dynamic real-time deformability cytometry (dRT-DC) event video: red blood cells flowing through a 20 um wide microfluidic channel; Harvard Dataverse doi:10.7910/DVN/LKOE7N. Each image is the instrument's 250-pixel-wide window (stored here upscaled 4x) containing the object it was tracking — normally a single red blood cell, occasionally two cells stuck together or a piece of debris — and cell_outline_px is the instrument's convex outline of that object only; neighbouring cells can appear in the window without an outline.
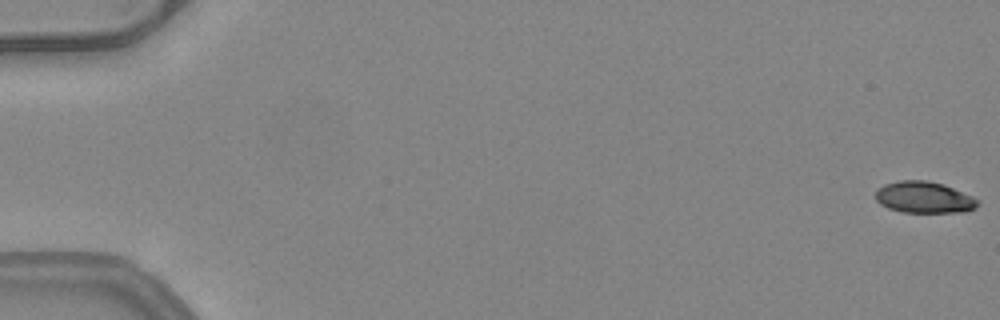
{"species": "common noctule bat (a hibernating species)", "species_latin": "Nyctalus noctula", "temperature_condition": "warm", "stored_images_in_passage": 53, "camera_frame_rate_fps": 3000, "um_per_image_px": 0.085, "animal": {"sex": "female", "body_mass_g": 24.6, "forearm_length_mm": 56.2}, "frame": {"image": 1, "passage_image": 1, "time_ms": 0.0, "image_size_px": [1000, 320], "cell_outline_px": [[980, 200], [976, 208], [964, 212], [904, 212], [888, 208], [880, 204], [876, 200], [876, 192], [884, 184], [900, 180], [928, 180], [944, 184], [972, 196]], "centroid_in_image_um": [78.57, 16.77], "position_along_channel_um": 6.4, "area_um2": 18.79}}
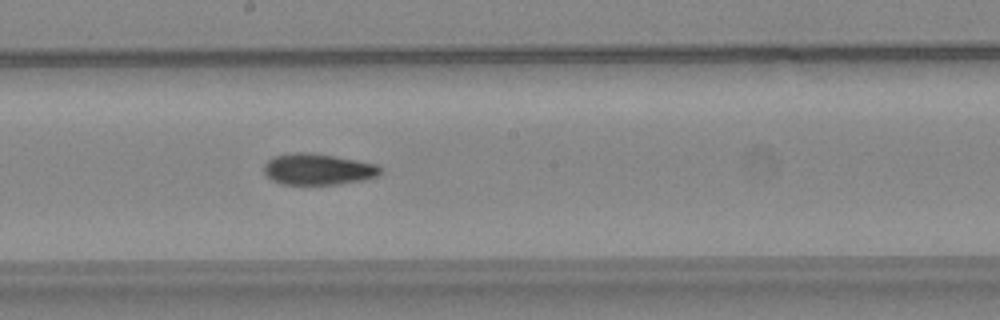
{"frame": {"image": 2, "passage_image": 30, "time_ms": 9.667, "image_size_px": [1000, 320], "cell_outline_px": [[380, 172], [376, 176], [364, 180], [340, 184], [284, 184], [272, 180], [264, 172], [264, 164], [272, 156], [292, 152], [308, 152], [332, 156], [376, 164], [380, 168]], "centroid_in_image_um": [26.98, 14.38], "position_along_channel_um": 221.2, "area_um2": 20.98}}
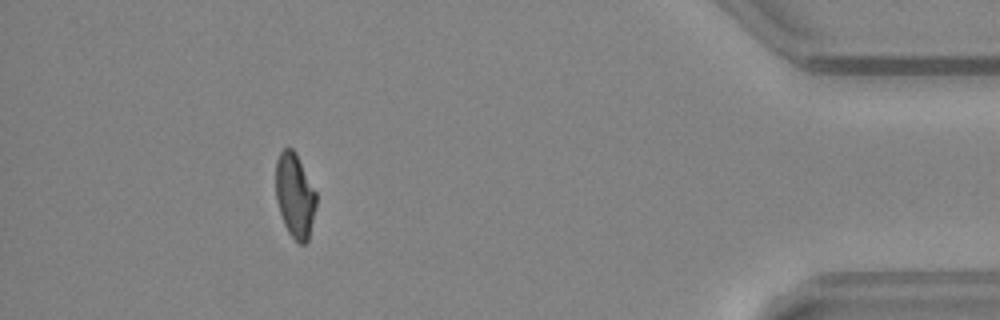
{"frame": {"image": 3, "passage_image": 48, "time_ms": 15.667, "image_size_px": [1000, 320], "cell_outline_px": [[316, 204], [308, 240], [304, 244], [300, 244], [288, 232], [284, 224], [276, 200], [276, 160], [280, 152], [284, 148], [292, 148], [296, 152], [316, 192]], "centroid_in_image_um": [25.06, 16.6], "position_along_channel_um": 410.1, "area_um2": 19.77}, "authors_computed_cell_mechanics": {"area_um2": 20.808, "velocity_mm_per_s": 4.0401, "shape_relaxation_time_tau1_ms": null, "shape_relaxation_time_tau2_ms": 2.8027, "deformation_change_tau1": null, "deformation_change_tau2": 0.0798}}